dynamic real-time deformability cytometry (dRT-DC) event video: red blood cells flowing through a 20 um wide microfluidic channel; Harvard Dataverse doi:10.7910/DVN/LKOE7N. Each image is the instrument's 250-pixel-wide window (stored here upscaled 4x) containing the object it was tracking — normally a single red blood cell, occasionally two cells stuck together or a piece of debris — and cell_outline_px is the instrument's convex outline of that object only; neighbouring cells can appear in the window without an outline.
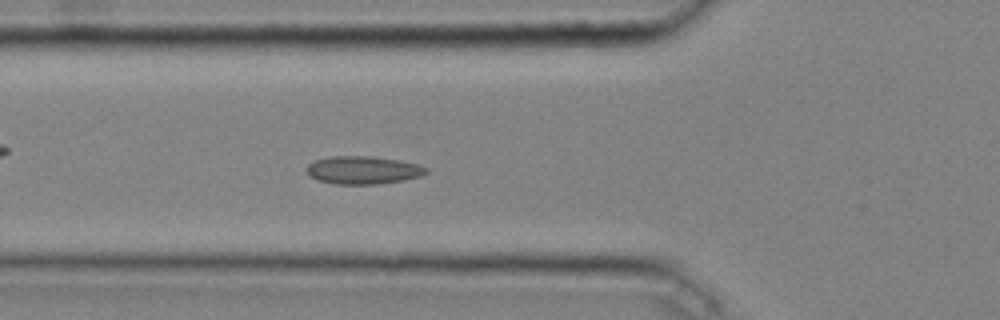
{"species": "common noctule bat (a hibernating species)", "species_latin": "Nyctalus noctula", "temperature_condition": "cold", "stored_images_in_passage": 48, "camera_frame_rate_fps": 3000, "um_per_image_px": 0.085, "animal": {"sex": "male", "body_mass_g": 20.4}, "frame": {"image": 1, "passage_image": 18, "time_ms": 5.667, "image_size_px": [1000, 320], "cell_outline_px": [[428, 172], [420, 176], [400, 180], [376, 184], [336, 184], [316, 180], [308, 172], [308, 164], [316, 160], [332, 156], [368, 156], [400, 160], [416, 164], [428, 168]], "centroid_in_image_um": [30.86, 14.45], "position_along_channel_um": 94.9, "area_um2": 19.13}}
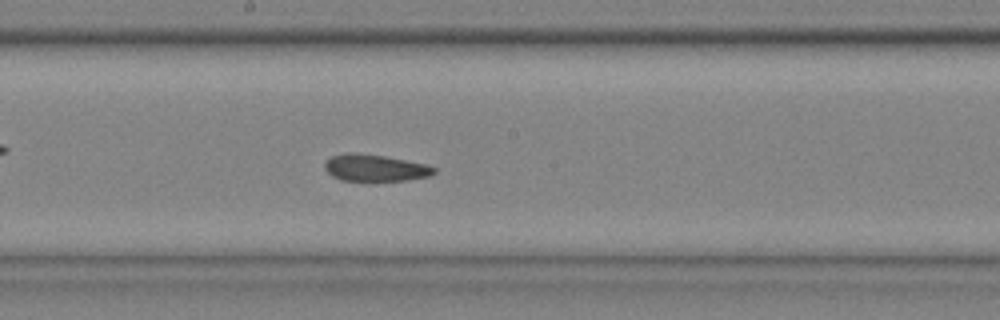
{"frame": {"image": 2, "passage_image": 27, "time_ms": 8.667, "image_size_px": [1000, 320], "cell_outline_px": [[436, 172], [428, 176], [404, 180], [340, 180], [332, 176], [324, 168], [324, 164], [332, 156], [344, 152], [356, 152], [384, 156], [428, 164], [436, 168]], "centroid_in_image_um": [31.87, 14.25], "position_along_channel_um": 216.3, "area_um2": 16.99}}
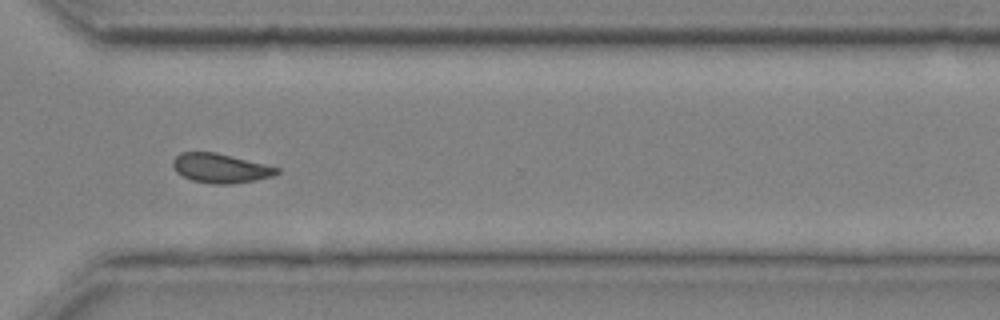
{"frame": {"image": 3, "passage_image": 37, "time_ms": 12.0, "image_size_px": [1000, 320], "cell_outline_px": [[280, 172], [272, 176], [232, 184], [212, 184], [192, 180], [176, 172], [172, 164], [172, 160], [180, 152], [216, 152], [280, 168]], "centroid_in_image_um": [18.71, 14.29], "position_along_channel_um": 351.9, "area_um2": 17.63}, "authors_computed_cell_mechanics": {"area_um2": 18.1781, "velocity_mm_per_s": 4.0453, "shape_relaxation_time_tau1_ms": null, "shape_relaxation_time_tau2_ms": 1.9472, "deformation_change_tau1": null, "deformation_change_tau2": 0.0617}}